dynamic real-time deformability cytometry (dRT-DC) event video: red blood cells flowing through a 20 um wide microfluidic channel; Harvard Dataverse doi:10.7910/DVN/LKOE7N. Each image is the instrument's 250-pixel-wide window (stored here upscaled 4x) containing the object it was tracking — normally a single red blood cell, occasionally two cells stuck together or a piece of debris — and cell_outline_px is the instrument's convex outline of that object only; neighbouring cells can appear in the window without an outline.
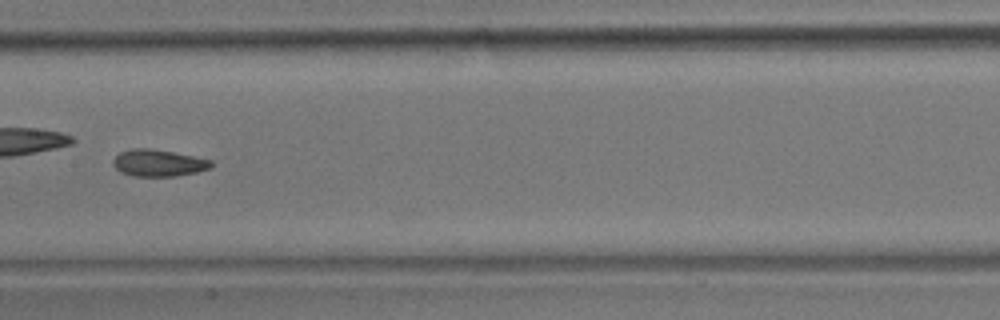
{"species": "common noctule bat (a hibernating species)", "species_latin": "Nyctalus noctula", "temperature_condition": "room temperature", "stored_images_in_passage": 48, "camera_frame_rate_fps": 3000, "um_per_image_px": 0.085, "animal": {"sex": "male", "body_mass_g": 17.9}, "frame": {"image": 1, "passage_image": 21, "time_ms": 6.667, "image_size_px": [1000, 320], "cell_outline_px": [[212, 168], [196, 172], [176, 176], [132, 176], [120, 172], [112, 164], [112, 160], [120, 152], [132, 148], [152, 148], [212, 160]], "centroid_in_image_um": [13.44, 13.85], "position_along_channel_um": 194.0, "area_um2": 15.37}, "authors_computed_cell_mechanics": {"area_um2": 15.2592, "velocity_mm_per_s": 3.6685, "shape_relaxation_time_tau1_ms": 8.3419, "shape_relaxation_time_tau2_ms": 2.6914, "deformation_change_tau1": 0.1492, "deformation_change_tau2": 0.0914}}